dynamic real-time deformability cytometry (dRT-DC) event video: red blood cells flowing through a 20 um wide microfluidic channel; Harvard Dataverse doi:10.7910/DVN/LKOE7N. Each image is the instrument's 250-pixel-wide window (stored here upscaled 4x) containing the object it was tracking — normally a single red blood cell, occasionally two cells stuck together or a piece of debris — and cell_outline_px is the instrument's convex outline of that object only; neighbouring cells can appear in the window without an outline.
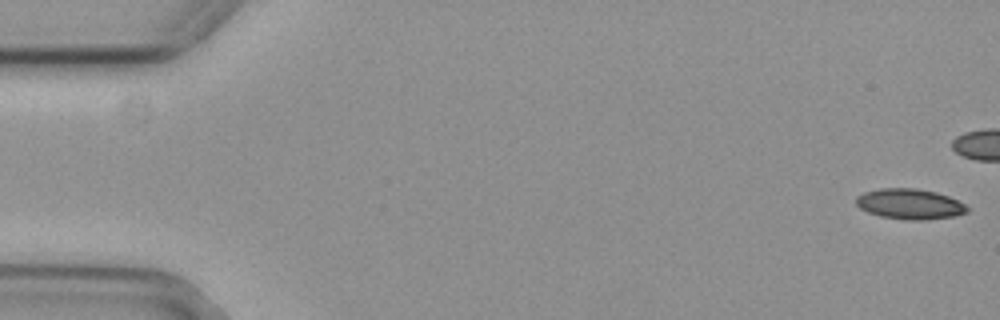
{"species": "common noctule bat (a hibernating species)", "species_latin": "Nyctalus noctula", "temperature_condition": "cold", "stored_images_in_passage": 43, "camera_frame_rate_fps": 3000, "um_per_image_px": 0.085, "animal": {"sex": "female", "body_mass_g": 29.2, "forearm_length_mm": 56.3}, "frame": {"image": 1, "passage_image": 1, "time_ms": 0.0, "image_size_px": [1000, 320], "cell_outline_px": [[968, 212], [952, 216], [924, 220], [908, 220], [880, 216], [868, 212], [860, 208], [856, 204], [856, 196], [864, 192], [880, 188], [916, 188], [936, 192], [948, 196], [964, 204], [968, 208]], "centroid_in_image_um": [77.3, 17.33], "position_along_channel_um": 7.7, "area_um2": 19.59}}
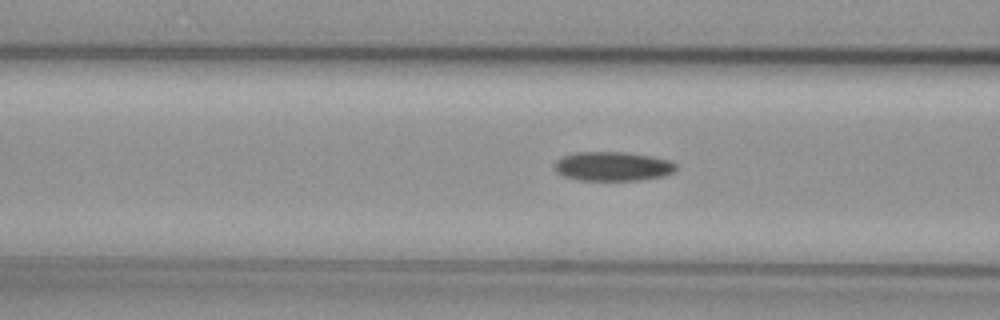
{"frame": {"image": 2, "passage_image": 21, "time_ms": 6.667, "image_size_px": [1000, 320], "cell_outline_px": [[676, 168], [672, 172], [664, 176], [640, 180], [576, 180], [564, 176], [556, 172], [556, 160], [564, 156], [576, 152], [624, 152], [652, 156], [668, 160], [676, 164]], "centroid_in_image_um": [52.08, 14.14], "position_along_channel_um": 114.5, "area_um2": 20.58}}
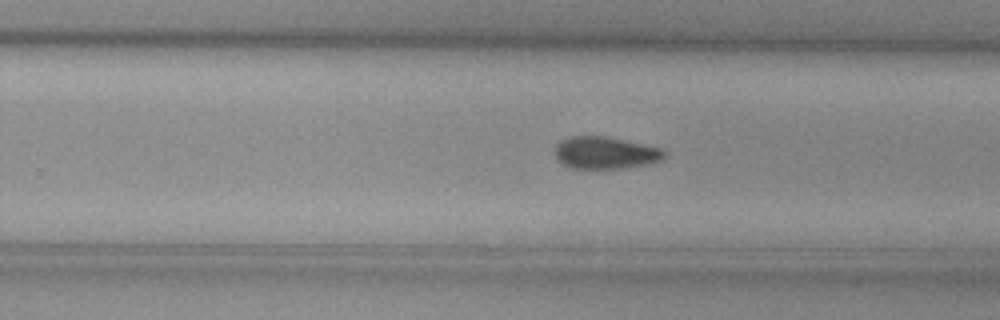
{"frame": {"image": 3, "passage_image": 34, "time_ms": 11.0, "image_size_px": [1000, 320], "cell_outline_px": [[668, 156], [660, 160], [648, 164], [624, 168], [572, 168], [564, 164], [556, 156], [556, 144], [560, 140], [568, 136], [604, 136], [664, 148], [668, 152]], "centroid_in_image_um": [51.51, 12.98], "position_along_channel_um": 278.3, "area_um2": 20.58}}